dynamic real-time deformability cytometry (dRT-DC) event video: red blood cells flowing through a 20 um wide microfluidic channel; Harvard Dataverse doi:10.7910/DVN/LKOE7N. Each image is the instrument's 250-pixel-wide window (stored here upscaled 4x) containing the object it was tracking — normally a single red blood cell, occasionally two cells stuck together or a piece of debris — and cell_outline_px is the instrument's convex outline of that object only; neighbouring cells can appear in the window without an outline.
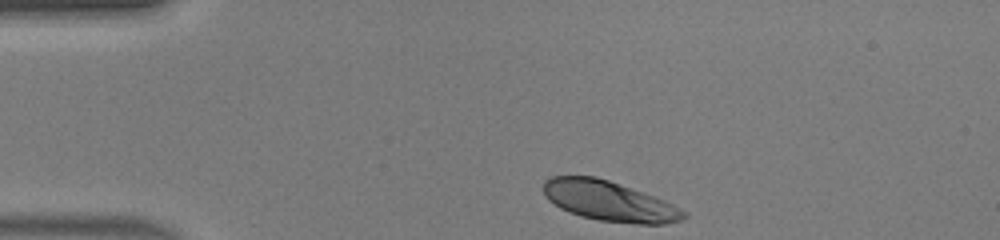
{"species": "human", "species_latin": "Homo sapiens", "temperature_condition": "warm", "stored_images_in_passage": 32, "camera_frame_rate_fps": 3000, "um_per_image_px": 0.085, "donor": {"sex": "male"}, "frame": {"image": 1, "passage_image": 1, "time_ms": 0.0, "image_size_px": [1000, 240], "cell_outline_px": [[688, 216], [680, 220], [668, 224], [636, 224], [600, 220], [580, 216], [568, 212], [560, 208], [548, 200], [544, 192], [544, 180], [552, 176], [596, 176], [608, 180], [664, 200], [688, 212]], "centroid_in_image_um": [51.78, 17.1], "position_along_channel_um": 33.2, "area_um2": 32.66}}
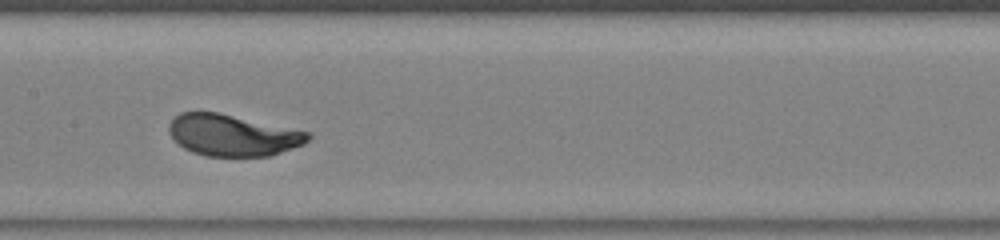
{"frame": {"image": 2, "passage_image": 16, "time_ms": 5.0, "image_size_px": [1000, 240], "cell_outline_px": [[312, 136], [304, 144], [268, 156], [204, 156], [192, 152], [184, 148], [168, 132], [168, 124], [180, 112], [220, 112], [312, 132]], "centroid_in_image_um": [19.8, 11.48], "position_along_channel_um": 187.6, "area_um2": 33.76}}
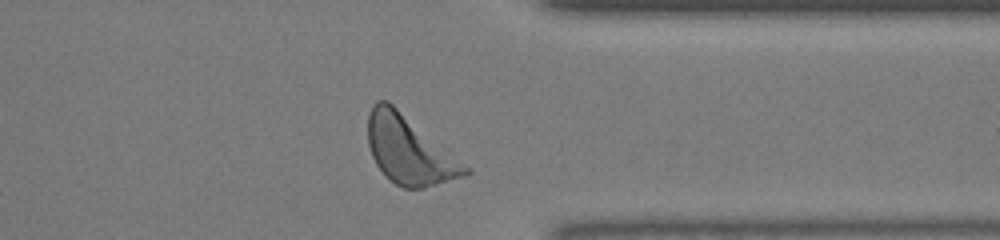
{"frame": {"image": 3, "passage_image": 30, "time_ms": 9.667, "image_size_px": [1000, 240], "cell_outline_px": [[472, 172], [468, 176], [424, 188], [404, 188], [396, 184], [384, 176], [376, 164], [372, 156], [368, 144], [368, 112], [372, 104], [376, 100], [388, 100], [444, 144], [472, 168]], "centroid_in_image_um": [34.84, 12.75], "position_along_channel_um": 376.6, "area_um2": 39.54}, "authors_computed_cell_mechanics": {"area_um2": 34.0731, "velocity_mm_per_s": 4.1522, "shape_relaxation_time_tau1_ms": 1.4872, "shape_relaxation_time_tau2_ms": null, "deformation_change_tau1": 0.1554, "deformation_change_tau2": null}}